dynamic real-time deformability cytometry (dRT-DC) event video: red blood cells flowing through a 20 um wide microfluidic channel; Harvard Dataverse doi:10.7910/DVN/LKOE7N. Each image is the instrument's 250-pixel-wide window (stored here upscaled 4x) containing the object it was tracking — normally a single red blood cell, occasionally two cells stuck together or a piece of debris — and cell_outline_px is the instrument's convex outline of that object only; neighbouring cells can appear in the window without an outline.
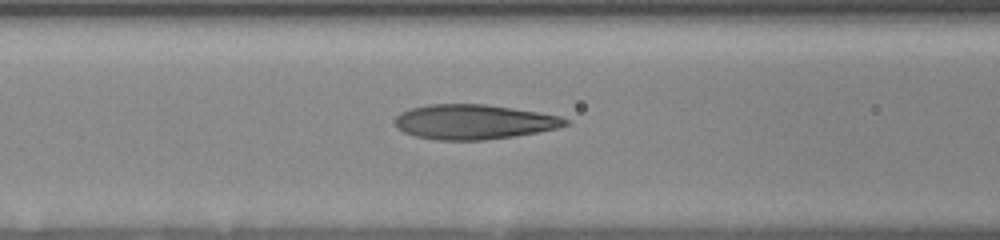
{"species": "human", "species_latin": "Homo sapiens", "temperature_condition": "room temperature", "stored_images_in_passage": 14, "camera_frame_rate_fps": 3000, "um_per_image_px": 0.085, "donor": {"sex": "female"}, "frame": {"image": 1, "passage_image": 8, "time_ms": 5.333, "image_size_px": [1000, 240], "cell_outline_px": [[572, 120], [568, 124], [556, 128], [536, 132], [512, 136], [484, 140], [436, 140], [416, 136], [404, 132], [396, 124], [396, 116], [400, 112], [412, 108], [428, 104], [484, 104], [512, 108], [560, 116]], "centroid_in_image_um": [40.28, 10.35], "position_along_channel_um": 126.3, "area_um2": 34.22}}
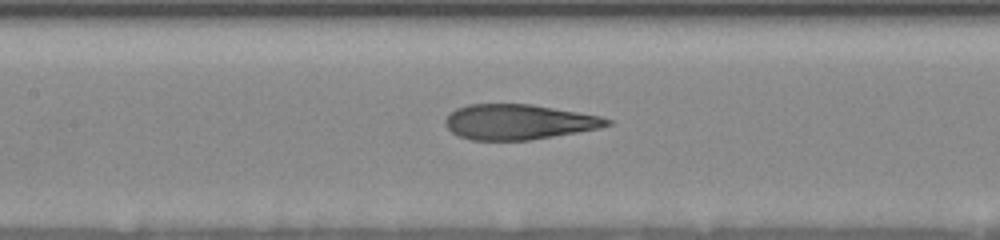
{"frame": {"image": 2, "passage_image": 12, "time_ms": 6.333, "image_size_px": [1000, 240], "cell_outline_px": [[612, 124], [600, 128], [528, 140], [472, 140], [460, 136], [452, 132], [444, 124], [444, 120], [456, 108], [468, 104], [532, 104], [600, 116], [612, 120]], "centroid_in_image_um": [44.07, 10.36], "position_along_channel_um": 163.3, "area_um2": 32.95}}